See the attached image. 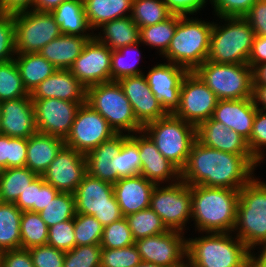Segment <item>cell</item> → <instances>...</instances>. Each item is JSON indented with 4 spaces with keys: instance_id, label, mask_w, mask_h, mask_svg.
Listing matches in <instances>:
<instances>
[{
    "instance_id": "f546056e",
    "label": "cell",
    "mask_w": 266,
    "mask_h": 267,
    "mask_svg": "<svg viewBox=\"0 0 266 267\" xmlns=\"http://www.w3.org/2000/svg\"><path fill=\"white\" fill-rule=\"evenodd\" d=\"M97 30L94 36L111 50L140 42V28L130 16L106 22Z\"/></svg>"
},
{
    "instance_id": "8fae6325",
    "label": "cell",
    "mask_w": 266,
    "mask_h": 267,
    "mask_svg": "<svg viewBox=\"0 0 266 267\" xmlns=\"http://www.w3.org/2000/svg\"><path fill=\"white\" fill-rule=\"evenodd\" d=\"M76 213L94 216L103 227L123 218L113 184L86 173L73 193Z\"/></svg>"
},
{
    "instance_id": "f907efd6",
    "label": "cell",
    "mask_w": 266,
    "mask_h": 267,
    "mask_svg": "<svg viewBox=\"0 0 266 267\" xmlns=\"http://www.w3.org/2000/svg\"><path fill=\"white\" fill-rule=\"evenodd\" d=\"M15 24L13 14L0 13V62L15 58Z\"/></svg>"
},
{
    "instance_id": "11a10c76",
    "label": "cell",
    "mask_w": 266,
    "mask_h": 267,
    "mask_svg": "<svg viewBox=\"0 0 266 267\" xmlns=\"http://www.w3.org/2000/svg\"><path fill=\"white\" fill-rule=\"evenodd\" d=\"M252 27L255 35L266 36V1L258 0L243 17Z\"/></svg>"
},
{
    "instance_id": "4dcf8cb0",
    "label": "cell",
    "mask_w": 266,
    "mask_h": 267,
    "mask_svg": "<svg viewBox=\"0 0 266 267\" xmlns=\"http://www.w3.org/2000/svg\"><path fill=\"white\" fill-rule=\"evenodd\" d=\"M62 34L94 36L84 11L83 0H66L51 11Z\"/></svg>"
},
{
    "instance_id": "9c48e42d",
    "label": "cell",
    "mask_w": 266,
    "mask_h": 267,
    "mask_svg": "<svg viewBox=\"0 0 266 267\" xmlns=\"http://www.w3.org/2000/svg\"><path fill=\"white\" fill-rule=\"evenodd\" d=\"M194 72L218 100L253 98V69L248 64H221L206 60Z\"/></svg>"
},
{
    "instance_id": "603a6c76",
    "label": "cell",
    "mask_w": 266,
    "mask_h": 267,
    "mask_svg": "<svg viewBox=\"0 0 266 267\" xmlns=\"http://www.w3.org/2000/svg\"><path fill=\"white\" fill-rule=\"evenodd\" d=\"M196 140L206 147L238 155H252L248 142L212 117L196 127Z\"/></svg>"
},
{
    "instance_id": "e575fe53",
    "label": "cell",
    "mask_w": 266,
    "mask_h": 267,
    "mask_svg": "<svg viewBox=\"0 0 266 267\" xmlns=\"http://www.w3.org/2000/svg\"><path fill=\"white\" fill-rule=\"evenodd\" d=\"M37 176L38 174L26 166L2 169L0 175V202L15 203L21 193Z\"/></svg>"
},
{
    "instance_id": "816d5d0a",
    "label": "cell",
    "mask_w": 266,
    "mask_h": 267,
    "mask_svg": "<svg viewBox=\"0 0 266 267\" xmlns=\"http://www.w3.org/2000/svg\"><path fill=\"white\" fill-rule=\"evenodd\" d=\"M34 267H63L65 252L48 244L29 249Z\"/></svg>"
},
{
    "instance_id": "f6af8a7d",
    "label": "cell",
    "mask_w": 266,
    "mask_h": 267,
    "mask_svg": "<svg viewBox=\"0 0 266 267\" xmlns=\"http://www.w3.org/2000/svg\"><path fill=\"white\" fill-rule=\"evenodd\" d=\"M133 244H135V240L125 217L103 227V236L100 243L102 248L117 249Z\"/></svg>"
},
{
    "instance_id": "52a82bcc",
    "label": "cell",
    "mask_w": 266,
    "mask_h": 267,
    "mask_svg": "<svg viewBox=\"0 0 266 267\" xmlns=\"http://www.w3.org/2000/svg\"><path fill=\"white\" fill-rule=\"evenodd\" d=\"M85 103L96 110L116 134L131 135L143 130L136 120L132 105L117 81L88 87Z\"/></svg>"
},
{
    "instance_id": "2644e50d",
    "label": "cell",
    "mask_w": 266,
    "mask_h": 267,
    "mask_svg": "<svg viewBox=\"0 0 266 267\" xmlns=\"http://www.w3.org/2000/svg\"><path fill=\"white\" fill-rule=\"evenodd\" d=\"M1 116L2 114H1V106H0V134H1Z\"/></svg>"
},
{
    "instance_id": "d6a6232c",
    "label": "cell",
    "mask_w": 266,
    "mask_h": 267,
    "mask_svg": "<svg viewBox=\"0 0 266 267\" xmlns=\"http://www.w3.org/2000/svg\"><path fill=\"white\" fill-rule=\"evenodd\" d=\"M24 88L30 94L57 69L39 53L16 54L14 58Z\"/></svg>"
},
{
    "instance_id": "e7e4bbea",
    "label": "cell",
    "mask_w": 266,
    "mask_h": 267,
    "mask_svg": "<svg viewBox=\"0 0 266 267\" xmlns=\"http://www.w3.org/2000/svg\"><path fill=\"white\" fill-rule=\"evenodd\" d=\"M253 99L259 110L266 111V84L253 85Z\"/></svg>"
},
{
    "instance_id": "7a4b0ae2",
    "label": "cell",
    "mask_w": 266,
    "mask_h": 267,
    "mask_svg": "<svg viewBox=\"0 0 266 267\" xmlns=\"http://www.w3.org/2000/svg\"><path fill=\"white\" fill-rule=\"evenodd\" d=\"M239 190L202 185L191 186V224L194 231L233 232L236 223Z\"/></svg>"
},
{
    "instance_id": "ac0fdd59",
    "label": "cell",
    "mask_w": 266,
    "mask_h": 267,
    "mask_svg": "<svg viewBox=\"0 0 266 267\" xmlns=\"http://www.w3.org/2000/svg\"><path fill=\"white\" fill-rule=\"evenodd\" d=\"M187 72L170 62L156 63L144 71L150 90L167 114H174L180 106V90Z\"/></svg>"
},
{
    "instance_id": "4fadbf2b",
    "label": "cell",
    "mask_w": 266,
    "mask_h": 267,
    "mask_svg": "<svg viewBox=\"0 0 266 267\" xmlns=\"http://www.w3.org/2000/svg\"><path fill=\"white\" fill-rule=\"evenodd\" d=\"M217 102V96L198 75L187 72L180 90V106L174 115L197 127L212 117Z\"/></svg>"
},
{
    "instance_id": "83f0119b",
    "label": "cell",
    "mask_w": 266,
    "mask_h": 267,
    "mask_svg": "<svg viewBox=\"0 0 266 267\" xmlns=\"http://www.w3.org/2000/svg\"><path fill=\"white\" fill-rule=\"evenodd\" d=\"M64 146L63 139L36 132L27 139L25 166L36 174L43 175Z\"/></svg>"
},
{
    "instance_id": "1f68e13d",
    "label": "cell",
    "mask_w": 266,
    "mask_h": 267,
    "mask_svg": "<svg viewBox=\"0 0 266 267\" xmlns=\"http://www.w3.org/2000/svg\"><path fill=\"white\" fill-rule=\"evenodd\" d=\"M88 24L97 31L104 23L131 15L133 0H83Z\"/></svg>"
},
{
    "instance_id": "7c38bea8",
    "label": "cell",
    "mask_w": 266,
    "mask_h": 267,
    "mask_svg": "<svg viewBox=\"0 0 266 267\" xmlns=\"http://www.w3.org/2000/svg\"><path fill=\"white\" fill-rule=\"evenodd\" d=\"M16 54L39 53L62 33L51 12L35 10L13 14Z\"/></svg>"
},
{
    "instance_id": "ee69618b",
    "label": "cell",
    "mask_w": 266,
    "mask_h": 267,
    "mask_svg": "<svg viewBox=\"0 0 266 267\" xmlns=\"http://www.w3.org/2000/svg\"><path fill=\"white\" fill-rule=\"evenodd\" d=\"M74 236L76 246L100 244L103 236V226L94 216L76 213L74 217Z\"/></svg>"
},
{
    "instance_id": "bcb514c9",
    "label": "cell",
    "mask_w": 266,
    "mask_h": 267,
    "mask_svg": "<svg viewBox=\"0 0 266 267\" xmlns=\"http://www.w3.org/2000/svg\"><path fill=\"white\" fill-rule=\"evenodd\" d=\"M101 250L100 244L75 246L65 252L63 267H100Z\"/></svg>"
},
{
    "instance_id": "f35d334b",
    "label": "cell",
    "mask_w": 266,
    "mask_h": 267,
    "mask_svg": "<svg viewBox=\"0 0 266 267\" xmlns=\"http://www.w3.org/2000/svg\"><path fill=\"white\" fill-rule=\"evenodd\" d=\"M125 218L135 241L168 231L159 215L151 208L129 214Z\"/></svg>"
},
{
    "instance_id": "89a4df30",
    "label": "cell",
    "mask_w": 266,
    "mask_h": 267,
    "mask_svg": "<svg viewBox=\"0 0 266 267\" xmlns=\"http://www.w3.org/2000/svg\"><path fill=\"white\" fill-rule=\"evenodd\" d=\"M134 267H162V266H159L151 262L141 261L138 265Z\"/></svg>"
},
{
    "instance_id": "277c9868",
    "label": "cell",
    "mask_w": 266,
    "mask_h": 267,
    "mask_svg": "<svg viewBox=\"0 0 266 267\" xmlns=\"http://www.w3.org/2000/svg\"><path fill=\"white\" fill-rule=\"evenodd\" d=\"M205 20L193 15H178L174 36L161 58L185 68L188 72L195 71L207 60L210 50L214 19Z\"/></svg>"
},
{
    "instance_id": "d590c367",
    "label": "cell",
    "mask_w": 266,
    "mask_h": 267,
    "mask_svg": "<svg viewBox=\"0 0 266 267\" xmlns=\"http://www.w3.org/2000/svg\"><path fill=\"white\" fill-rule=\"evenodd\" d=\"M138 42L133 45H127L117 50H112L111 56V81H118L127 76H136L144 74L145 70L139 68L142 52ZM129 59V60H128Z\"/></svg>"
},
{
    "instance_id": "cb8c5ba5",
    "label": "cell",
    "mask_w": 266,
    "mask_h": 267,
    "mask_svg": "<svg viewBox=\"0 0 266 267\" xmlns=\"http://www.w3.org/2000/svg\"><path fill=\"white\" fill-rule=\"evenodd\" d=\"M156 186L142 175L119 178L114 184V195L124 217L150 208L151 194Z\"/></svg>"
},
{
    "instance_id": "8992f818",
    "label": "cell",
    "mask_w": 266,
    "mask_h": 267,
    "mask_svg": "<svg viewBox=\"0 0 266 267\" xmlns=\"http://www.w3.org/2000/svg\"><path fill=\"white\" fill-rule=\"evenodd\" d=\"M233 233L250 250L266 245V180L254 176L239 189Z\"/></svg>"
},
{
    "instance_id": "ba28073f",
    "label": "cell",
    "mask_w": 266,
    "mask_h": 267,
    "mask_svg": "<svg viewBox=\"0 0 266 267\" xmlns=\"http://www.w3.org/2000/svg\"><path fill=\"white\" fill-rule=\"evenodd\" d=\"M143 131L159 152L181 171L196 140V127L174 114H167L146 124Z\"/></svg>"
},
{
    "instance_id": "e0dca14e",
    "label": "cell",
    "mask_w": 266,
    "mask_h": 267,
    "mask_svg": "<svg viewBox=\"0 0 266 267\" xmlns=\"http://www.w3.org/2000/svg\"><path fill=\"white\" fill-rule=\"evenodd\" d=\"M112 50L95 36L85 44L69 71L87 89L111 81Z\"/></svg>"
},
{
    "instance_id": "5bb4252c",
    "label": "cell",
    "mask_w": 266,
    "mask_h": 267,
    "mask_svg": "<svg viewBox=\"0 0 266 267\" xmlns=\"http://www.w3.org/2000/svg\"><path fill=\"white\" fill-rule=\"evenodd\" d=\"M116 135L108 122L88 104H81L71 130L64 140L65 146L87 154L102 142Z\"/></svg>"
},
{
    "instance_id": "8d00e7d4",
    "label": "cell",
    "mask_w": 266,
    "mask_h": 267,
    "mask_svg": "<svg viewBox=\"0 0 266 267\" xmlns=\"http://www.w3.org/2000/svg\"><path fill=\"white\" fill-rule=\"evenodd\" d=\"M178 23V14L152 26L140 28V43L157 50L160 58L166 53Z\"/></svg>"
},
{
    "instance_id": "30bf717a",
    "label": "cell",
    "mask_w": 266,
    "mask_h": 267,
    "mask_svg": "<svg viewBox=\"0 0 266 267\" xmlns=\"http://www.w3.org/2000/svg\"><path fill=\"white\" fill-rule=\"evenodd\" d=\"M150 208L168 230L183 233L191 230L187 226L192 218L191 186L181 179L173 184L156 185L151 194Z\"/></svg>"
},
{
    "instance_id": "d6986e66",
    "label": "cell",
    "mask_w": 266,
    "mask_h": 267,
    "mask_svg": "<svg viewBox=\"0 0 266 267\" xmlns=\"http://www.w3.org/2000/svg\"><path fill=\"white\" fill-rule=\"evenodd\" d=\"M86 173V155L64 146L42 177L59 192L74 193Z\"/></svg>"
},
{
    "instance_id": "6da1fadb",
    "label": "cell",
    "mask_w": 266,
    "mask_h": 267,
    "mask_svg": "<svg viewBox=\"0 0 266 267\" xmlns=\"http://www.w3.org/2000/svg\"><path fill=\"white\" fill-rule=\"evenodd\" d=\"M259 166L253 155L227 153L195 140L180 171V179L189 186L239 190L256 175Z\"/></svg>"
},
{
    "instance_id": "7402d4cb",
    "label": "cell",
    "mask_w": 266,
    "mask_h": 267,
    "mask_svg": "<svg viewBox=\"0 0 266 267\" xmlns=\"http://www.w3.org/2000/svg\"><path fill=\"white\" fill-rule=\"evenodd\" d=\"M0 106L1 134L28 139L38 132L30 94L26 97L0 102Z\"/></svg>"
},
{
    "instance_id": "2e32d148",
    "label": "cell",
    "mask_w": 266,
    "mask_h": 267,
    "mask_svg": "<svg viewBox=\"0 0 266 267\" xmlns=\"http://www.w3.org/2000/svg\"><path fill=\"white\" fill-rule=\"evenodd\" d=\"M37 131L61 138L68 136L76 113L85 102H71L55 98L32 99Z\"/></svg>"
},
{
    "instance_id": "680465c9",
    "label": "cell",
    "mask_w": 266,
    "mask_h": 267,
    "mask_svg": "<svg viewBox=\"0 0 266 267\" xmlns=\"http://www.w3.org/2000/svg\"><path fill=\"white\" fill-rule=\"evenodd\" d=\"M59 193L52 185L46 183L42 175L37 176L36 204H33V212L39 213Z\"/></svg>"
},
{
    "instance_id": "003e7915",
    "label": "cell",
    "mask_w": 266,
    "mask_h": 267,
    "mask_svg": "<svg viewBox=\"0 0 266 267\" xmlns=\"http://www.w3.org/2000/svg\"><path fill=\"white\" fill-rule=\"evenodd\" d=\"M66 0H35L33 10L39 12H51Z\"/></svg>"
},
{
    "instance_id": "8c879c8a",
    "label": "cell",
    "mask_w": 266,
    "mask_h": 267,
    "mask_svg": "<svg viewBox=\"0 0 266 267\" xmlns=\"http://www.w3.org/2000/svg\"><path fill=\"white\" fill-rule=\"evenodd\" d=\"M2 1L3 0H0V13H2Z\"/></svg>"
},
{
    "instance_id": "ab89813d",
    "label": "cell",
    "mask_w": 266,
    "mask_h": 267,
    "mask_svg": "<svg viewBox=\"0 0 266 267\" xmlns=\"http://www.w3.org/2000/svg\"><path fill=\"white\" fill-rule=\"evenodd\" d=\"M48 226L39 213L23 211L21 216V248L46 245L48 241Z\"/></svg>"
},
{
    "instance_id": "ffe728a7",
    "label": "cell",
    "mask_w": 266,
    "mask_h": 267,
    "mask_svg": "<svg viewBox=\"0 0 266 267\" xmlns=\"http://www.w3.org/2000/svg\"><path fill=\"white\" fill-rule=\"evenodd\" d=\"M129 136L138 144L140 175L156 185L173 184L180 180V170L159 152L143 130Z\"/></svg>"
},
{
    "instance_id": "44dd1931",
    "label": "cell",
    "mask_w": 266,
    "mask_h": 267,
    "mask_svg": "<svg viewBox=\"0 0 266 267\" xmlns=\"http://www.w3.org/2000/svg\"><path fill=\"white\" fill-rule=\"evenodd\" d=\"M117 82L132 105L137 122L142 127L167 115L150 90L145 74L127 76Z\"/></svg>"
},
{
    "instance_id": "03108f58",
    "label": "cell",
    "mask_w": 266,
    "mask_h": 267,
    "mask_svg": "<svg viewBox=\"0 0 266 267\" xmlns=\"http://www.w3.org/2000/svg\"><path fill=\"white\" fill-rule=\"evenodd\" d=\"M9 136L0 134V167L8 168Z\"/></svg>"
},
{
    "instance_id": "f5cc1de1",
    "label": "cell",
    "mask_w": 266,
    "mask_h": 267,
    "mask_svg": "<svg viewBox=\"0 0 266 267\" xmlns=\"http://www.w3.org/2000/svg\"><path fill=\"white\" fill-rule=\"evenodd\" d=\"M258 0H212L214 17H244Z\"/></svg>"
},
{
    "instance_id": "9a60e30c",
    "label": "cell",
    "mask_w": 266,
    "mask_h": 267,
    "mask_svg": "<svg viewBox=\"0 0 266 267\" xmlns=\"http://www.w3.org/2000/svg\"><path fill=\"white\" fill-rule=\"evenodd\" d=\"M185 233L168 230L159 235L135 241L141 260L162 267H184L186 264Z\"/></svg>"
},
{
    "instance_id": "91938a15",
    "label": "cell",
    "mask_w": 266,
    "mask_h": 267,
    "mask_svg": "<svg viewBox=\"0 0 266 267\" xmlns=\"http://www.w3.org/2000/svg\"><path fill=\"white\" fill-rule=\"evenodd\" d=\"M266 62V36L255 35L248 65L254 69L257 65Z\"/></svg>"
},
{
    "instance_id": "be15d7a7",
    "label": "cell",
    "mask_w": 266,
    "mask_h": 267,
    "mask_svg": "<svg viewBox=\"0 0 266 267\" xmlns=\"http://www.w3.org/2000/svg\"><path fill=\"white\" fill-rule=\"evenodd\" d=\"M249 267H266V245L250 250Z\"/></svg>"
},
{
    "instance_id": "6f0895ef",
    "label": "cell",
    "mask_w": 266,
    "mask_h": 267,
    "mask_svg": "<svg viewBox=\"0 0 266 267\" xmlns=\"http://www.w3.org/2000/svg\"><path fill=\"white\" fill-rule=\"evenodd\" d=\"M27 158V139L9 137L8 168L25 167Z\"/></svg>"
},
{
    "instance_id": "3957f363",
    "label": "cell",
    "mask_w": 266,
    "mask_h": 267,
    "mask_svg": "<svg viewBox=\"0 0 266 267\" xmlns=\"http://www.w3.org/2000/svg\"><path fill=\"white\" fill-rule=\"evenodd\" d=\"M199 234L186 238L190 267H249L250 249L233 232Z\"/></svg>"
},
{
    "instance_id": "9f6ffc18",
    "label": "cell",
    "mask_w": 266,
    "mask_h": 267,
    "mask_svg": "<svg viewBox=\"0 0 266 267\" xmlns=\"http://www.w3.org/2000/svg\"><path fill=\"white\" fill-rule=\"evenodd\" d=\"M0 267H34L29 249H12L0 253Z\"/></svg>"
},
{
    "instance_id": "d4e9b609",
    "label": "cell",
    "mask_w": 266,
    "mask_h": 267,
    "mask_svg": "<svg viewBox=\"0 0 266 267\" xmlns=\"http://www.w3.org/2000/svg\"><path fill=\"white\" fill-rule=\"evenodd\" d=\"M257 109L253 98L218 100L212 118L248 141Z\"/></svg>"
},
{
    "instance_id": "7dc6e473",
    "label": "cell",
    "mask_w": 266,
    "mask_h": 267,
    "mask_svg": "<svg viewBox=\"0 0 266 267\" xmlns=\"http://www.w3.org/2000/svg\"><path fill=\"white\" fill-rule=\"evenodd\" d=\"M141 261L135 244L124 248H102L101 250L100 267H134Z\"/></svg>"
},
{
    "instance_id": "b9f144b4",
    "label": "cell",
    "mask_w": 266,
    "mask_h": 267,
    "mask_svg": "<svg viewBox=\"0 0 266 267\" xmlns=\"http://www.w3.org/2000/svg\"><path fill=\"white\" fill-rule=\"evenodd\" d=\"M28 95L15 60L0 62V102Z\"/></svg>"
},
{
    "instance_id": "5b68a950",
    "label": "cell",
    "mask_w": 266,
    "mask_h": 267,
    "mask_svg": "<svg viewBox=\"0 0 266 267\" xmlns=\"http://www.w3.org/2000/svg\"><path fill=\"white\" fill-rule=\"evenodd\" d=\"M214 19L207 60L221 64H248L255 37L250 24L243 17Z\"/></svg>"
},
{
    "instance_id": "a7ac6f4b",
    "label": "cell",
    "mask_w": 266,
    "mask_h": 267,
    "mask_svg": "<svg viewBox=\"0 0 266 267\" xmlns=\"http://www.w3.org/2000/svg\"><path fill=\"white\" fill-rule=\"evenodd\" d=\"M266 84V62L257 65L253 69V85Z\"/></svg>"
},
{
    "instance_id": "94428289",
    "label": "cell",
    "mask_w": 266,
    "mask_h": 267,
    "mask_svg": "<svg viewBox=\"0 0 266 267\" xmlns=\"http://www.w3.org/2000/svg\"><path fill=\"white\" fill-rule=\"evenodd\" d=\"M37 197V177L27 186L26 190L21 193L15 205L23 212H33V204H36Z\"/></svg>"
},
{
    "instance_id": "836d02e7",
    "label": "cell",
    "mask_w": 266,
    "mask_h": 267,
    "mask_svg": "<svg viewBox=\"0 0 266 267\" xmlns=\"http://www.w3.org/2000/svg\"><path fill=\"white\" fill-rule=\"evenodd\" d=\"M21 216L15 203L0 202V253L21 248Z\"/></svg>"
},
{
    "instance_id": "f1b7e54d",
    "label": "cell",
    "mask_w": 266,
    "mask_h": 267,
    "mask_svg": "<svg viewBox=\"0 0 266 267\" xmlns=\"http://www.w3.org/2000/svg\"><path fill=\"white\" fill-rule=\"evenodd\" d=\"M94 36L61 34L46 44L39 52L56 69H69L80 56L85 44Z\"/></svg>"
},
{
    "instance_id": "74e56055",
    "label": "cell",
    "mask_w": 266,
    "mask_h": 267,
    "mask_svg": "<svg viewBox=\"0 0 266 267\" xmlns=\"http://www.w3.org/2000/svg\"><path fill=\"white\" fill-rule=\"evenodd\" d=\"M172 15L164 0H133L130 17L143 28L163 22Z\"/></svg>"
},
{
    "instance_id": "db71d44e",
    "label": "cell",
    "mask_w": 266,
    "mask_h": 267,
    "mask_svg": "<svg viewBox=\"0 0 266 267\" xmlns=\"http://www.w3.org/2000/svg\"><path fill=\"white\" fill-rule=\"evenodd\" d=\"M164 2L173 14L181 16H196L200 11L205 9L206 4H211L212 7V0H164Z\"/></svg>"
},
{
    "instance_id": "60d3db41",
    "label": "cell",
    "mask_w": 266,
    "mask_h": 267,
    "mask_svg": "<svg viewBox=\"0 0 266 267\" xmlns=\"http://www.w3.org/2000/svg\"><path fill=\"white\" fill-rule=\"evenodd\" d=\"M76 214L73 193L59 192L46 207L39 212L41 219L48 228L57 223L73 219Z\"/></svg>"
},
{
    "instance_id": "6125c7cd",
    "label": "cell",
    "mask_w": 266,
    "mask_h": 267,
    "mask_svg": "<svg viewBox=\"0 0 266 267\" xmlns=\"http://www.w3.org/2000/svg\"><path fill=\"white\" fill-rule=\"evenodd\" d=\"M35 0H3L2 13L16 14L33 10Z\"/></svg>"
},
{
    "instance_id": "681fc988",
    "label": "cell",
    "mask_w": 266,
    "mask_h": 267,
    "mask_svg": "<svg viewBox=\"0 0 266 267\" xmlns=\"http://www.w3.org/2000/svg\"><path fill=\"white\" fill-rule=\"evenodd\" d=\"M47 244L63 252L72 250L76 246L74 218L49 227Z\"/></svg>"
},
{
    "instance_id": "4316f807",
    "label": "cell",
    "mask_w": 266,
    "mask_h": 267,
    "mask_svg": "<svg viewBox=\"0 0 266 267\" xmlns=\"http://www.w3.org/2000/svg\"><path fill=\"white\" fill-rule=\"evenodd\" d=\"M128 137L127 134H116L88 152L86 154L87 173L102 181L114 184L119 177L114 172L111 160L120 152L122 143Z\"/></svg>"
},
{
    "instance_id": "7bdbcfd3",
    "label": "cell",
    "mask_w": 266,
    "mask_h": 267,
    "mask_svg": "<svg viewBox=\"0 0 266 267\" xmlns=\"http://www.w3.org/2000/svg\"><path fill=\"white\" fill-rule=\"evenodd\" d=\"M113 169L119 178L140 174L141 159L138 144L129 136L123 143L120 152L111 160Z\"/></svg>"
},
{
    "instance_id": "484cf974",
    "label": "cell",
    "mask_w": 266,
    "mask_h": 267,
    "mask_svg": "<svg viewBox=\"0 0 266 267\" xmlns=\"http://www.w3.org/2000/svg\"><path fill=\"white\" fill-rule=\"evenodd\" d=\"M31 99L55 98L71 102H85L86 88L69 71L57 69L31 93Z\"/></svg>"
},
{
    "instance_id": "c3c4849f",
    "label": "cell",
    "mask_w": 266,
    "mask_h": 267,
    "mask_svg": "<svg viewBox=\"0 0 266 267\" xmlns=\"http://www.w3.org/2000/svg\"><path fill=\"white\" fill-rule=\"evenodd\" d=\"M253 157L261 164L266 160V111L257 109L250 139L247 141Z\"/></svg>"
}]
</instances>
